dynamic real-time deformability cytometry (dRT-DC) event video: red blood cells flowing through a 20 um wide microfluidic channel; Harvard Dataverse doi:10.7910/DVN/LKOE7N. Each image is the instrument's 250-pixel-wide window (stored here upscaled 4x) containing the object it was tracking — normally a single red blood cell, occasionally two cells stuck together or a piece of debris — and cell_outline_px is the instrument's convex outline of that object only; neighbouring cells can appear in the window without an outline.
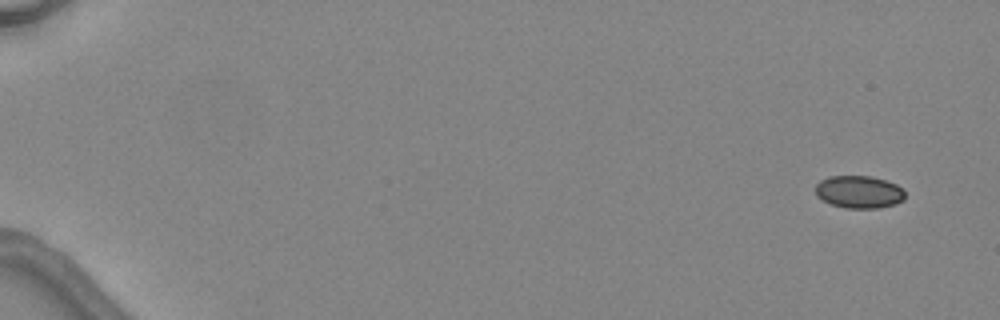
{"species": "common noctule bat (a hibernating species)", "species_latin": "Nyctalus noctula", "temperature_condition": "warm", "stored_images_in_passage": 4, "camera_frame_rate_fps": 3000, "um_per_image_px": 0.085, "animal": {"sex": "female", "body_mass_g": 24.6, "forearm_length_mm": 56.2}, "frame": {"image": 1, "passage_image": 1, "time_ms": 0.0, "image_size_px": [1000, 320], "cell_outline_px": [[904, 200], [896, 204], [876, 208], [848, 208], [832, 204], [816, 196], [816, 184], [820, 180], [828, 176], [872, 176], [896, 184], [904, 188]], "centroid_in_image_um": [73.03, 16.3], "position_along_channel_um": 12.0, "area_um2": 16.99}}